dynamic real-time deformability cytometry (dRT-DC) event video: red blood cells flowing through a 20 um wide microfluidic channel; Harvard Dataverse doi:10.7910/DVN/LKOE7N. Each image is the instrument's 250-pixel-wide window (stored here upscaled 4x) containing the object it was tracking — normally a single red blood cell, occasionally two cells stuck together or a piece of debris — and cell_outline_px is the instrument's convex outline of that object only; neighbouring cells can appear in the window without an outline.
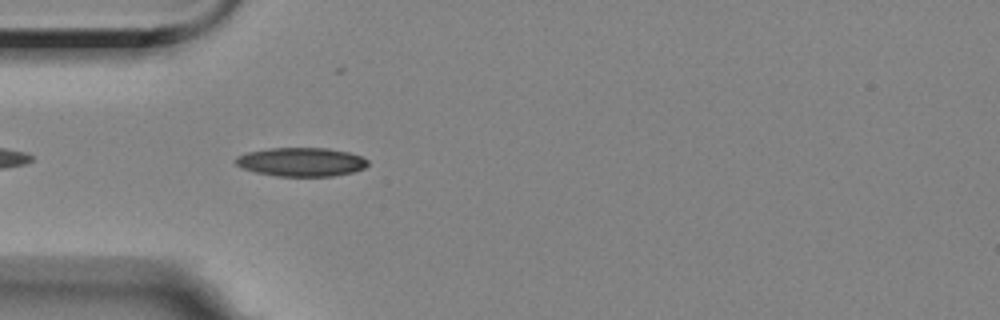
{"species": "Egyptian fruit bat (a non-hibernating species)", "species_latin": "Rousettus aegyptiacus", "temperature_condition": "room temperature", "stored_images_in_passage": 25, "camera_frame_rate_fps": 3000, "um_per_image_px": 0.085, "animal": {"sex": "female"}, "frame": {"image": 1, "passage_image": 3, "time_ms": 0.667, "image_size_px": [1000, 320], "cell_outline_px": [[368, 164], [364, 168], [352, 172], [332, 176], [276, 176], [256, 172], [240, 168], [236, 164], [236, 156], [248, 152], [268, 148], [328, 148], [348, 152], [360, 156], [368, 160]], "centroid_in_image_um": [25.59, 13.76], "position_along_channel_um": 59.4, "area_um2": 22.14}}
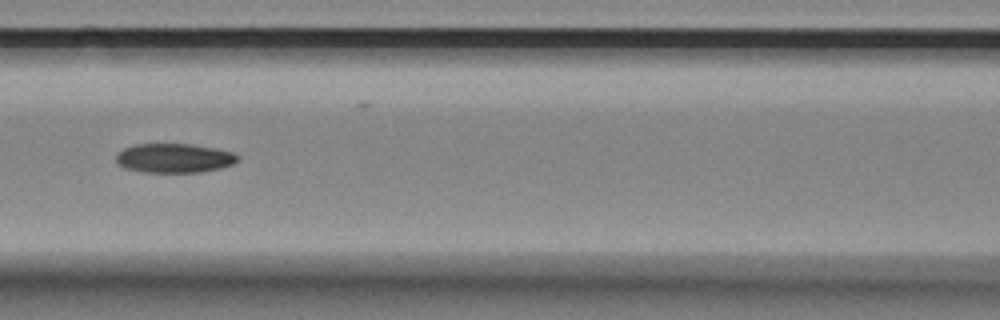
{"frame": {"image": 2, "passage_image": 11, "time_ms": 3.333, "image_size_px": [1000, 320], "cell_outline_px": [[240, 156], [232, 164], [220, 168], [200, 172], [144, 172], [124, 168], [116, 160], [116, 152], [124, 148], [136, 144], [192, 144], [216, 148], [232, 152]], "centroid_in_image_um": [14.79, 13.43], "position_along_channel_um": 151.8, "area_um2": 20.69}}
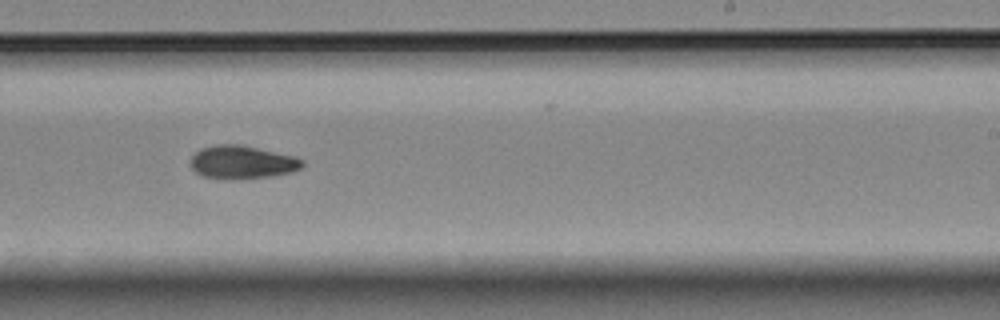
{"frame": {"image": 3, "passage_image": 21, "time_ms": 6.667, "image_size_px": [1000, 320], "cell_outline_px": [[304, 164], [300, 168], [288, 172], [264, 176], [200, 176], [192, 168], [192, 156], [200, 148], [216, 144], [240, 144], [292, 156], [304, 160]], "centroid_in_image_um": [20.56, 13.72], "position_along_channel_um": 268.4, "area_um2": 20.35}}